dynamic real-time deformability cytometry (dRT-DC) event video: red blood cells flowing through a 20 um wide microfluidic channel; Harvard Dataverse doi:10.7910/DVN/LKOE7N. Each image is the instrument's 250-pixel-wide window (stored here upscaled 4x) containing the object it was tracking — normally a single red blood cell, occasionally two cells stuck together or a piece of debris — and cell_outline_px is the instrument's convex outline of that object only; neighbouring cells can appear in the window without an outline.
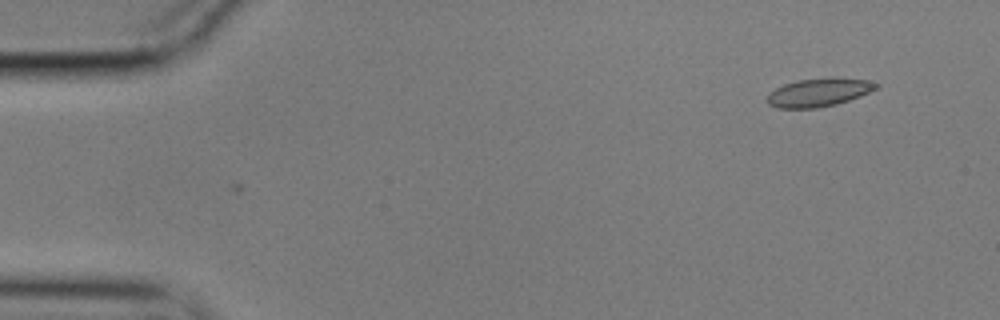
{"species": "common noctule bat (a hibernating species)", "species_latin": "Nyctalus noctula", "temperature_condition": "cold", "stored_images_in_passage": 2, "camera_frame_rate_fps": 3000, "um_per_image_px": 0.085, "animal": {"sex": "male", "body_mass_g": 17.9}, "frame": {"image": 1, "passage_image": 1, "time_ms": 0.0, "image_size_px": [1000, 320], "cell_outline_px": [[880, 84], [876, 88], [860, 96], [836, 104], [816, 108], [780, 108], [768, 104], [768, 92], [784, 84], [800, 80], [832, 76], [868, 80]], "centroid_in_image_um": [69.61, 7.83], "position_along_channel_um": 15.4, "area_um2": 17.98}}